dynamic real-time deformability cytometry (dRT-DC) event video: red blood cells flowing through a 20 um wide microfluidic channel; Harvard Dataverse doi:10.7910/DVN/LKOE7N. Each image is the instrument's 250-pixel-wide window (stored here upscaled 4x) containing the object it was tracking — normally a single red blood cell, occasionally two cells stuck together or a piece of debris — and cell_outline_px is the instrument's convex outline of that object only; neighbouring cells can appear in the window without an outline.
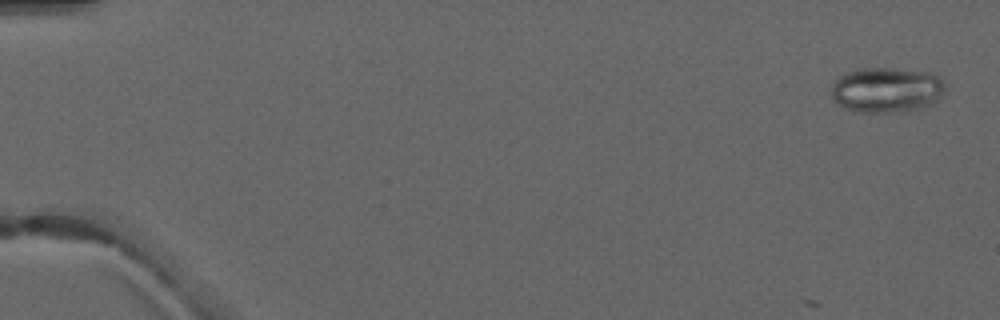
{"species": "common noctule bat (a hibernating species)", "species_latin": "Nyctalus noctula", "temperature_condition": "warm", "stored_images_in_passage": 5, "camera_frame_rate_fps": 3000, "um_per_image_px": 0.085, "animal": {"sex": "male", "forearm_length_mm": 52.5}, "frame": {"image": 1, "passage_image": 1, "time_ms": 0.0, "image_size_px": [1000, 320], "cell_outline_px": [[948, 84], [944, 92], [932, 104], [924, 108], [908, 112], [852, 112], [844, 108], [832, 96], [832, 84], [840, 76], [848, 72], [860, 68], [888, 68], [924, 72], [940, 76]], "centroid_in_image_um": [75.41, 7.66], "position_along_channel_um": 9.6, "area_um2": 30.29}}